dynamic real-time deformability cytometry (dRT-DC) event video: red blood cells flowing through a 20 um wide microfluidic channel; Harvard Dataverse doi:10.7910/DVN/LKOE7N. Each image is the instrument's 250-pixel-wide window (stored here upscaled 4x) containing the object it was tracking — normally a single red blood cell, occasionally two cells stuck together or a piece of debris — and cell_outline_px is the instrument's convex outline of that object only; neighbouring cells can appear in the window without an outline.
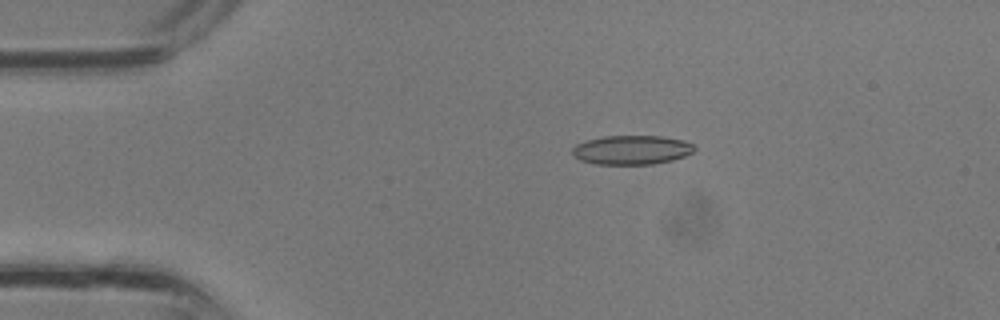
{"species": "common noctule bat (a hibernating species)", "species_latin": "Nyctalus noctula", "temperature_condition": "room temperature", "stored_images_in_passage": 12, "camera_frame_rate_fps": 3000, "um_per_image_px": 0.085, "animal": {"sex": "male", "body_mass_g": 13.3}, "frame": {"image": 1, "passage_image": 3, "time_ms": 0.667, "image_size_px": [1000, 320], "cell_outline_px": [[696, 148], [692, 152], [684, 156], [672, 160], [652, 164], [596, 164], [580, 160], [572, 156], [572, 148], [576, 144], [588, 140], [604, 136], [664, 136], [684, 140], [692, 144]], "centroid_in_image_um": [53.68, 12.74], "position_along_channel_um": 31.3, "area_um2": 20.75}}
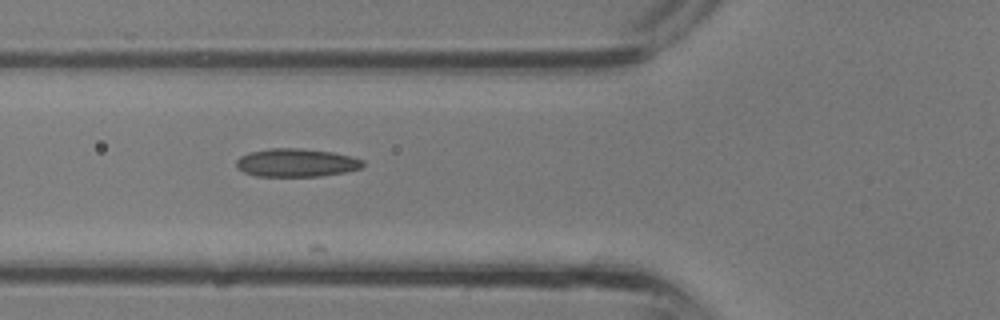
{"frame": {"image": 2, "passage_image": 9, "time_ms": 2.667, "image_size_px": [1000, 320], "cell_outline_px": [[364, 168], [344, 172], [320, 176], [256, 176], [244, 172], [236, 168], [236, 160], [240, 156], [248, 152], [268, 148], [300, 148], [332, 152], [352, 156], [364, 160]], "centroid_in_image_um": [25.19, 13.82], "position_along_channel_um": 100.6, "area_um2": 21.04}}